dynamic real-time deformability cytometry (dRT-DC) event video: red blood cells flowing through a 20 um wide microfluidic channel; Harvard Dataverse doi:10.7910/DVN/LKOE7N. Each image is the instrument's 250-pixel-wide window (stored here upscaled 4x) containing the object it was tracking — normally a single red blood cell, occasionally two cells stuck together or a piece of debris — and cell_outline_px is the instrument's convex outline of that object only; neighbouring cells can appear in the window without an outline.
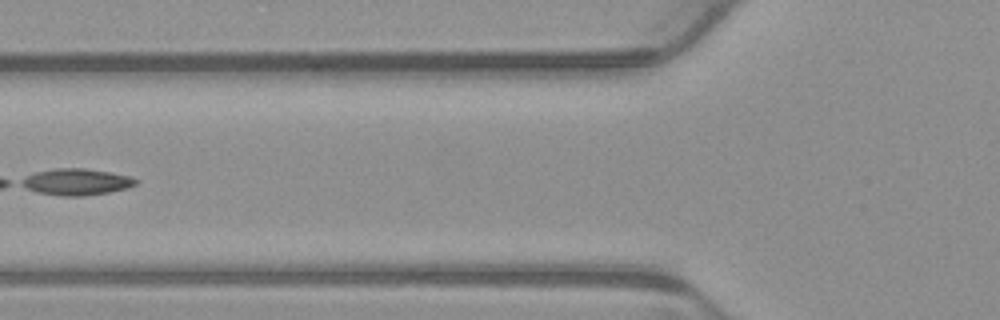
{"species": "common noctule bat (a hibernating species)", "species_latin": "Nyctalus noctula", "temperature_condition": "warm", "stored_images_in_passage": 4, "camera_frame_rate_fps": 3000, "um_per_image_px": 0.085, "animal": {"sex": "male", "body_mass_g": 23.1, "forearm_length_mm": 52.7}, "frame": {"image": 1, "passage_image": 4, "time_ms": 1.0, "image_size_px": [1000, 320], "cell_outline_px": [[140, 180], [136, 184], [128, 188], [108, 192], [84, 196], [64, 196], [36, 192], [20, 184], [16, 180], [24, 176], [36, 172], [56, 168], [84, 168], [108, 172], [128, 176]], "centroid_in_image_um": [6.45, 15.46], "position_along_channel_um": 119.3, "area_um2": 17.69}}